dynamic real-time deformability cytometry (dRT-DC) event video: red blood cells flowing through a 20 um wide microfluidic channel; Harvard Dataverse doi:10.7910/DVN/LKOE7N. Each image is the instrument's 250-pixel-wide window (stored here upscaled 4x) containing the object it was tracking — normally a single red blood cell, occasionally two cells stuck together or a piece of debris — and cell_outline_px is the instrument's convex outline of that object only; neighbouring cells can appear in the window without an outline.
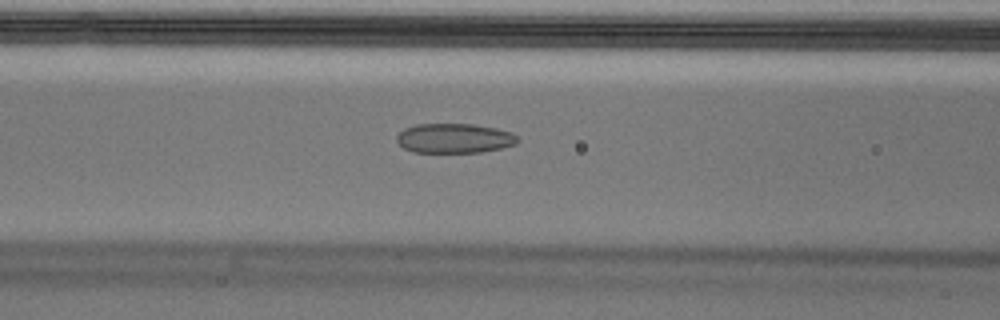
{"species": "Egyptian fruit bat (a non-hibernating species)", "species_latin": "Rousettus aegyptiacus", "temperature_condition": "cold", "stored_images_in_passage": 50, "camera_frame_rate_fps": 3000, "um_per_image_px": 0.085, "animal": {"sex": "male"}, "frame": {"image": 1, "passage_image": 22, "time_ms": 7.0, "image_size_px": [1000, 320], "cell_outline_px": [[520, 140], [516, 144], [500, 148], [480, 152], [412, 152], [404, 148], [396, 140], [396, 136], [404, 128], [416, 124], [472, 124], [496, 128], [512, 132]], "centroid_in_image_um": [38.61, 11.75], "position_along_channel_um": 128.0, "area_um2": 20.87}}